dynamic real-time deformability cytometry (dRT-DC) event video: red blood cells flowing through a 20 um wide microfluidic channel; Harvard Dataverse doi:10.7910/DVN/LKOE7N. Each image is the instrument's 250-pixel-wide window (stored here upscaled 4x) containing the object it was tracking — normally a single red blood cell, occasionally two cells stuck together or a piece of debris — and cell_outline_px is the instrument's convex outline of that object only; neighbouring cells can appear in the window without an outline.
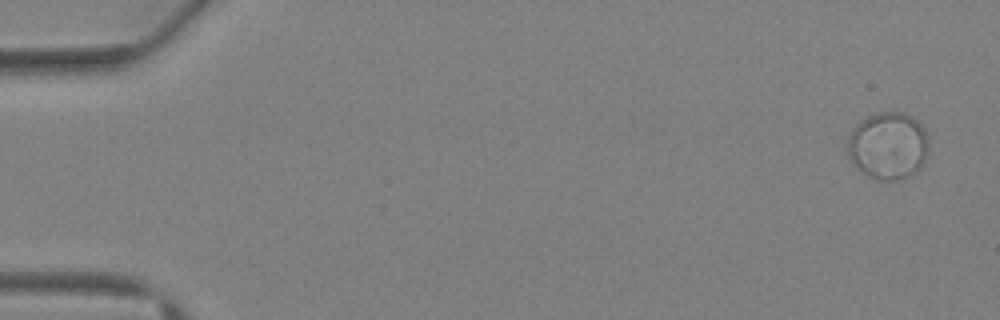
{"species": "Egyptian fruit bat (a non-hibernating species)", "species_latin": "Rousettus aegyptiacus", "temperature_condition": "warm", "stored_images_in_passage": 13, "camera_frame_rate_fps": 3000, "um_per_image_px": 0.085, "animal": {"sex": "female"}, "frame": {"image": 1, "passage_image": 1, "time_ms": 0.0, "image_size_px": [1000, 320], "cell_outline_px": [[928, 148], [924, 160], [920, 168], [904, 176], [892, 180], [876, 180], [868, 176], [852, 160], [848, 152], [848, 136], [856, 124], [860, 120], [876, 112], [904, 112], [916, 120], [924, 128], [928, 136]], "centroid_in_image_um": [75.49, 12.34], "position_along_channel_um": 9.5, "area_um2": 31.39}}
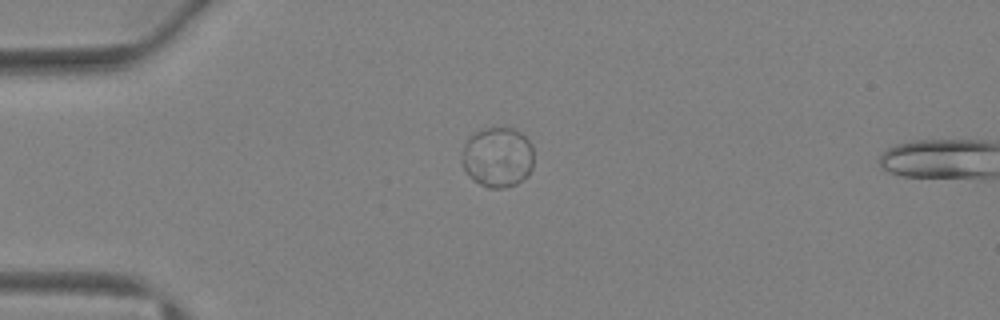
{"frame": {"image": 2, "passage_image": 11, "time_ms": 3.333, "image_size_px": [1000, 320], "cell_outline_px": [[532, 168], [528, 176], [516, 184], [500, 188], [488, 188], [480, 184], [468, 176], [460, 160], [464, 144], [476, 132], [488, 128], [512, 128], [520, 132], [532, 144]], "centroid_in_image_um": [42.29, 13.38], "position_along_channel_um": 42.7, "area_um2": 25.14}}